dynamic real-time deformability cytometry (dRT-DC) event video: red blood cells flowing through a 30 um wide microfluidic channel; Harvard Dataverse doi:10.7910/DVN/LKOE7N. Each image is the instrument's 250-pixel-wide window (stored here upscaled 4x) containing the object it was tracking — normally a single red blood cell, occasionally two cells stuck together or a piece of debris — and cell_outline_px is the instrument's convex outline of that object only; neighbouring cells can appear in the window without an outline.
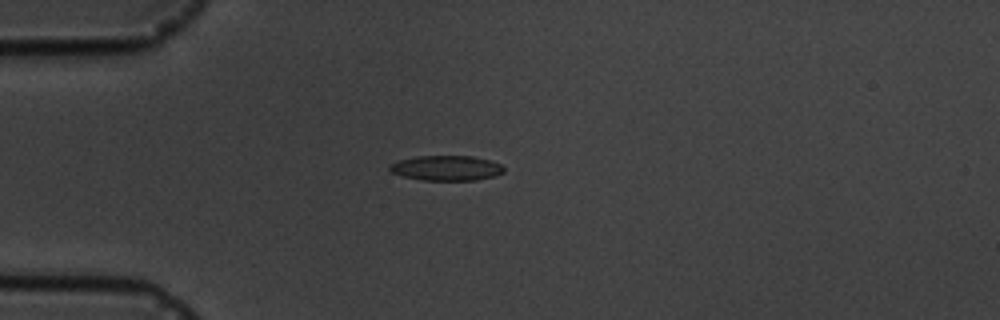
{"species": "common noctule bat (a hibernating species)", "species_latin": "Nyctalus noctula", "temperature_condition": "cold", "stored_images_in_passage": 8, "camera_frame_rate_fps": 3000, "um_per_image_px": 0.085, "animal": {"sex": "male", "body_mass_g": 19.5, "forearm_length_mm": 54.6}, "frame": {"image": 1, "passage_image": 5, "time_ms": 4.667, "image_size_px": [1000, 320], "cell_outline_px": [[504, 172], [496, 176], [476, 180], [424, 180], [404, 176], [392, 172], [388, 168], [388, 164], [400, 160], [416, 156], [472, 156], [488, 160], [500, 164], [504, 168]], "centroid_in_image_um": [37.95, 14.28], "position_along_channel_um": 47.1, "area_um2": 16.59}}
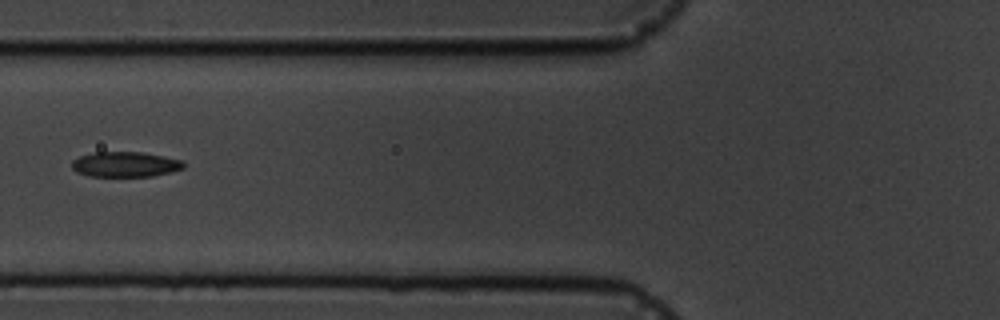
{"frame": {"image": 2, "passage_image": 7, "time_ms": 7.0, "image_size_px": [1000, 320], "cell_outline_px": [[184, 168], [152, 176], [88, 176], [76, 172], [72, 168], [72, 160], [80, 156], [96, 152], [144, 152], [184, 160]], "centroid_in_image_um": [10.64, 13.96], "position_along_channel_um": 115.2, "area_um2": 16.42}}
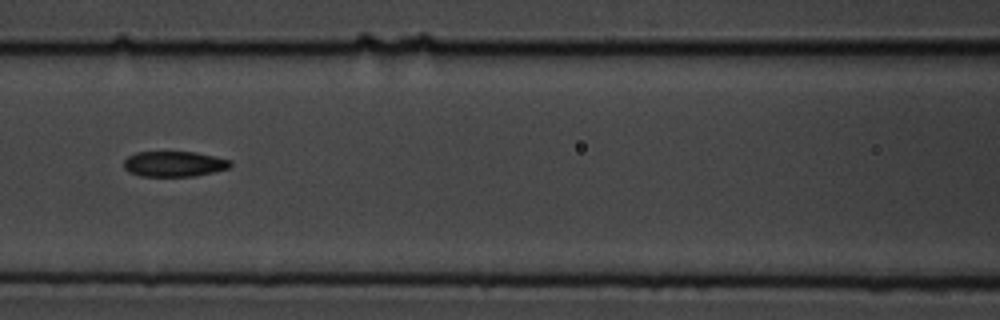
{"frame": {"image": 3, "passage_image": 8, "time_ms": 8.0, "image_size_px": [1000, 320], "cell_outline_px": [[232, 164], [228, 168], [196, 176], [140, 176], [128, 172], [124, 168], [124, 160], [128, 156], [136, 152], [196, 152], [232, 160]], "centroid_in_image_um": [14.79, 13.93], "position_along_channel_um": 151.8, "area_um2": 15.84}}